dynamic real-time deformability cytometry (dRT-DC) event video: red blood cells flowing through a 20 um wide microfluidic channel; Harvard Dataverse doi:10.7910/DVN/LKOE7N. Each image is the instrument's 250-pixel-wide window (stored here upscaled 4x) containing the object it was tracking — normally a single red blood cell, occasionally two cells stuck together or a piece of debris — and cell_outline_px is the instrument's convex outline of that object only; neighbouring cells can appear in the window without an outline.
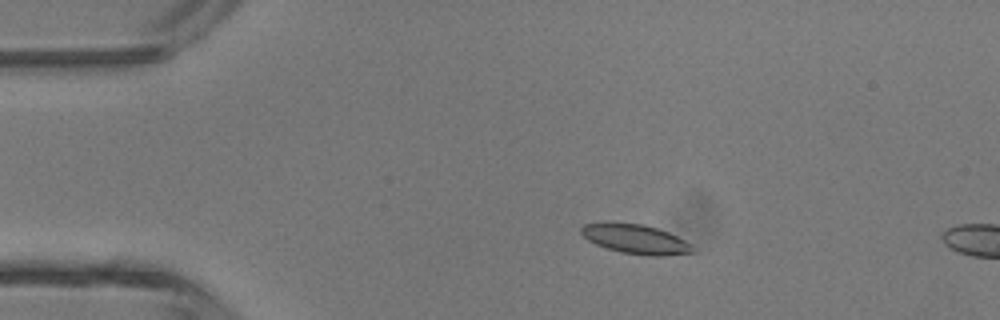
{"species": "common noctule bat (a hibernating species)", "species_latin": "Nyctalus noctula", "temperature_condition": "room temperature", "stored_images_in_passage": 4, "camera_frame_rate_fps": 3000, "um_per_image_px": 0.085, "animal": {"sex": "male", "body_mass_g": 13.3}, "frame": {"image": 1, "passage_image": 2, "time_ms": 0.333, "image_size_px": [1000, 320], "cell_outline_px": [[696, 252], [664, 256], [648, 256], [620, 252], [596, 244], [588, 240], [580, 232], [580, 228], [584, 224], [604, 220], [608, 220], [644, 224], [668, 232], [692, 244]], "centroid_in_image_um": [53.99, 20.29], "position_along_channel_um": 31.0, "area_um2": 19.65}}